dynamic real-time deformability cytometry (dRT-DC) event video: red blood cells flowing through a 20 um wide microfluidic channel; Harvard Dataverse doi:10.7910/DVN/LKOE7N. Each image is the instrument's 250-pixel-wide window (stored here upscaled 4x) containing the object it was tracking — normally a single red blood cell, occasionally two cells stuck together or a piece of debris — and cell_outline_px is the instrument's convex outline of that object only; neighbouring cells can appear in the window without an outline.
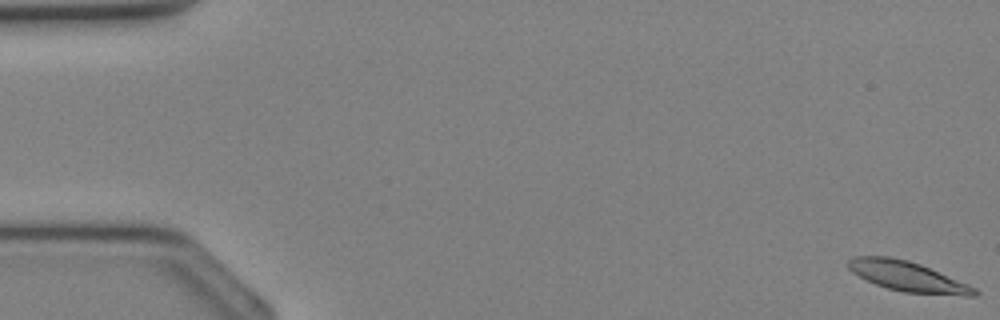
{"species": "Egyptian fruit bat (a non-hibernating species)", "species_latin": "Rousettus aegyptiacus", "temperature_condition": "cold", "stored_images_in_passage": 36, "camera_frame_rate_fps": 3000, "um_per_image_px": 0.085, "animal": {"sex": "female"}, "frame": {"image": 1, "passage_image": 1, "time_ms": 0.0, "image_size_px": [1000, 320], "cell_outline_px": [[980, 292], [976, 296], [964, 296], [904, 292], [888, 288], [876, 284], [852, 272], [848, 268], [848, 260], [852, 256], [888, 256], [908, 260], [920, 264], [968, 284], [976, 288]], "centroid_in_image_um": [77.17, 23.5], "position_along_channel_um": 7.8, "area_um2": 21.96}}
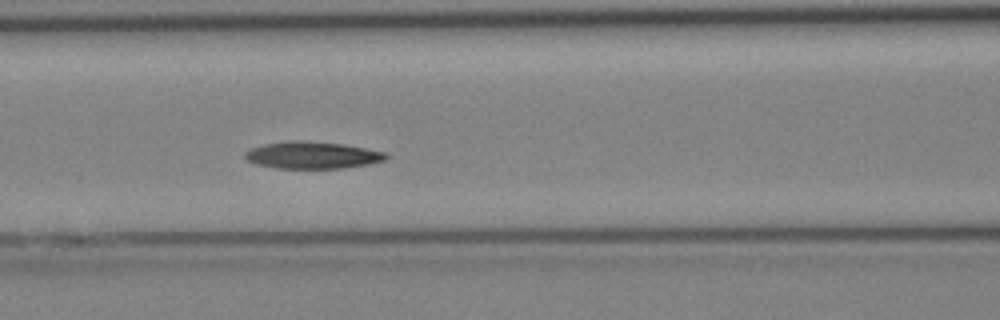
{"frame": {"image": 2, "passage_image": 16, "time_ms": 5.0, "image_size_px": [1000, 320], "cell_outline_px": [[388, 156], [384, 160], [368, 164], [344, 168], [276, 168], [256, 164], [248, 160], [244, 156], [244, 152], [252, 148], [264, 144], [292, 140], [300, 140], [340, 144], [388, 152]], "centroid_in_image_um": [26.54, 13.19], "position_along_channel_um": 140.1, "area_um2": 22.02}}
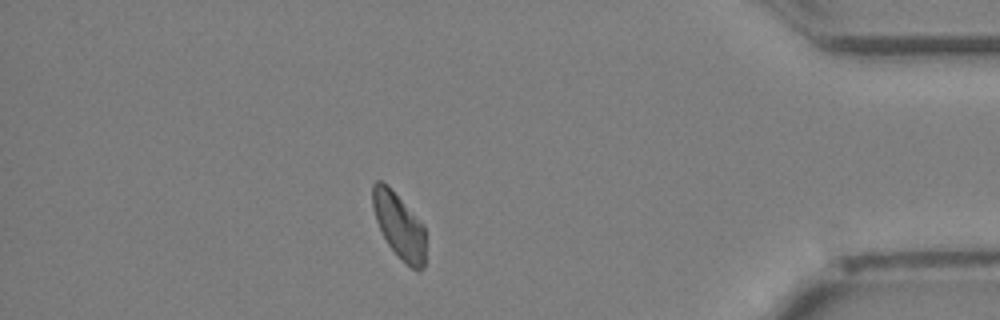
{"frame": {"image": 3, "passage_image": 32, "time_ms": 10.333, "image_size_px": [1000, 320], "cell_outline_px": [[424, 268], [420, 272], [416, 272], [388, 244], [376, 220], [372, 208], [372, 184], [376, 180], [380, 180], [424, 224]], "centroid_in_image_um": [33.92, 19.21], "position_along_channel_um": 401.3, "area_um2": 19.48}}